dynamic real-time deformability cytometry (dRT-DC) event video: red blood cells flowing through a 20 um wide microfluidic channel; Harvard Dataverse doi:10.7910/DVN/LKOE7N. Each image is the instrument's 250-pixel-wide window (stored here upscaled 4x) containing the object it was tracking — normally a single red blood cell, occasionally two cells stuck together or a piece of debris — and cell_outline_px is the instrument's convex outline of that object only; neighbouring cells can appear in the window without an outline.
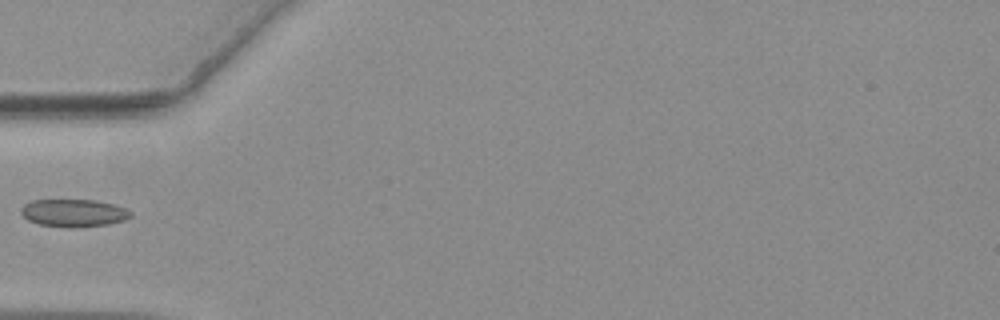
{"species": "common noctule bat (a hibernating species)", "species_latin": "Nyctalus noctula", "temperature_condition": "warm", "stored_images_in_passage": 35, "camera_frame_rate_fps": 3000, "um_per_image_px": 0.085, "animal": {"sex": "female", "body_mass_g": 19.3, "forearm_length_mm": 54.1}, "frame": {"image": 1, "passage_image": 1, "time_ms": 0.0, "image_size_px": [1000, 320], "cell_outline_px": [[132, 216], [124, 220], [108, 224], [72, 228], [68, 228], [40, 224], [28, 220], [20, 212], [20, 208], [24, 204], [32, 200], [96, 200], [112, 204], [124, 208], [132, 212]], "centroid_in_image_um": [6.25, 18.1], "position_along_channel_um": 78.8, "area_um2": 17.63}}
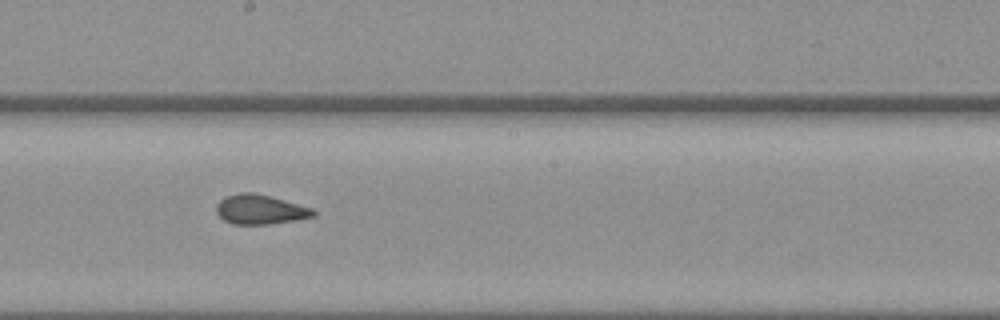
{"frame": {"image": 2, "passage_image": 13, "time_ms": 4.0, "image_size_px": [1000, 320], "cell_outline_px": [[316, 216], [296, 220], [272, 224], [232, 224], [224, 220], [216, 212], [216, 204], [224, 196], [240, 192], [256, 192], [312, 208], [316, 212]], "centroid_in_image_um": [22.1, 17.8], "position_along_channel_um": 226.1, "area_um2": 16.88}}
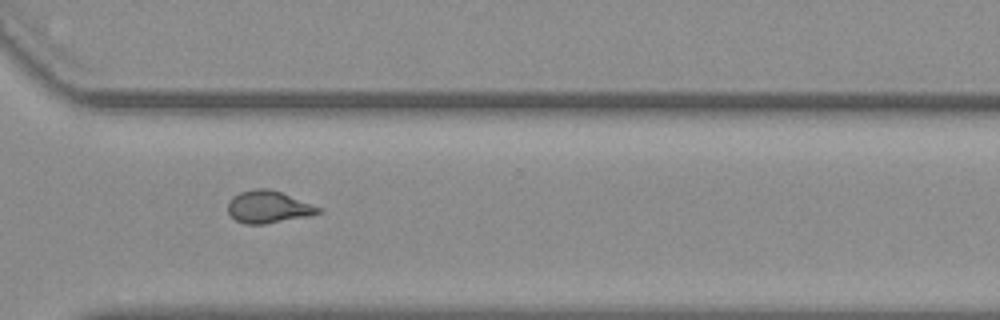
{"frame": {"image": 3, "passage_image": 23, "time_ms": 7.333, "image_size_px": [1000, 320], "cell_outline_px": [[320, 212], [312, 216], [264, 224], [244, 224], [236, 220], [228, 212], [228, 200], [232, 196], [240, 192], [256, 188], [268, 188], [280, 192], [320, 208]], "centroid_in_image_um": [22.76, 17.6], "position_along_channel_um": 347.8, "area_um2": 16.88}}